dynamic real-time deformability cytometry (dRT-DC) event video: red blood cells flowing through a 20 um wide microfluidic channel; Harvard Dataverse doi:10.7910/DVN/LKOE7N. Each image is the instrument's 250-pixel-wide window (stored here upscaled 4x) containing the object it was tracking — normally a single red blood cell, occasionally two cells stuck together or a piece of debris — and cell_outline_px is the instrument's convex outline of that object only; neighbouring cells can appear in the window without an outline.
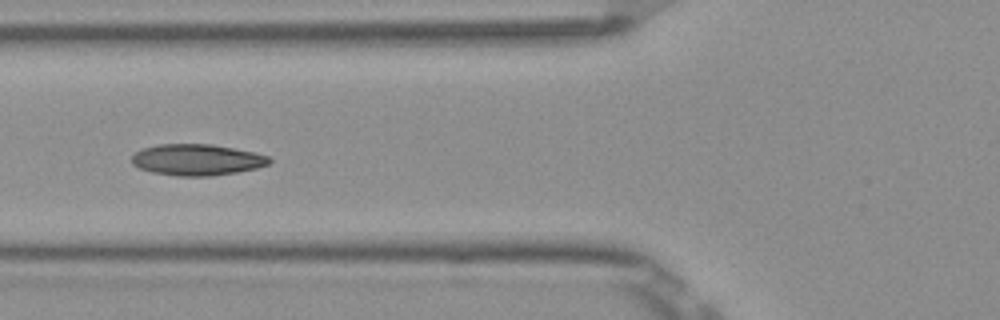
{"species": "Egyptian fruit bat (a non-hibernating species)", "species_latin": "Rousettus aegyptiacus", "temperature_condition": "room temperature", "stored_images_in_passage": 7, "camera_frame_rate_fps": 3000, "um_per_image_px": 0.085, "frame": {"image": 1, "passage_image": 6, "time_ms": 1.667, "image_size_px": [1000, 320], "cell_outline_px": [[272, 160], [268, 164], [256, 168], [236, 172], [212, 176], [176, 176], [152, 172], [140, 168], [132, 164], [132, 156], [136, 152], [144, 148], [160, 144], [212, 144], [252, 152], [268, 156]], "centroid_in_image_um": [16.73, 13.58], "position_along_channel_um": 109.1, "area_um2": 24.85}}
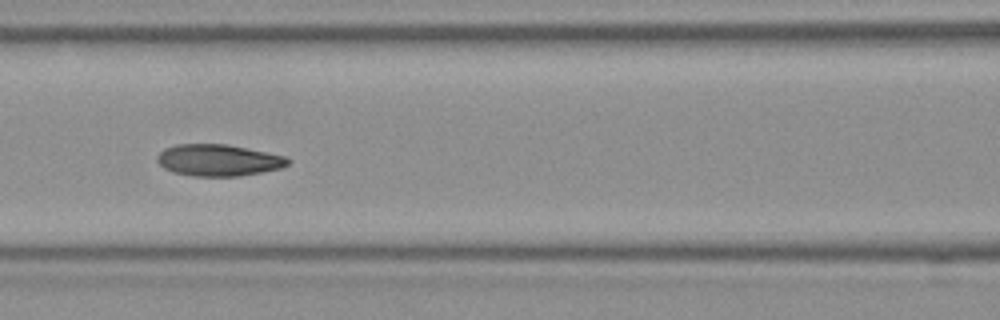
{"frame": {"image": 2, "passage_image": 7, "time_ms": 2.0, "image_size_px": [1000, 320], "cell_outline_px": [[292, 160], [288, 164], [280, 168], [240, 176], [192, 176], [172, 172], [164, 168], [156, 160], [156, 156], [164, 148], [176, 144], [228, 144], [284, 156]], "centroid_in_image_um": [18.52, 13.61], "position_along_channel_um": 148.1, "area_um2": 24.1}}